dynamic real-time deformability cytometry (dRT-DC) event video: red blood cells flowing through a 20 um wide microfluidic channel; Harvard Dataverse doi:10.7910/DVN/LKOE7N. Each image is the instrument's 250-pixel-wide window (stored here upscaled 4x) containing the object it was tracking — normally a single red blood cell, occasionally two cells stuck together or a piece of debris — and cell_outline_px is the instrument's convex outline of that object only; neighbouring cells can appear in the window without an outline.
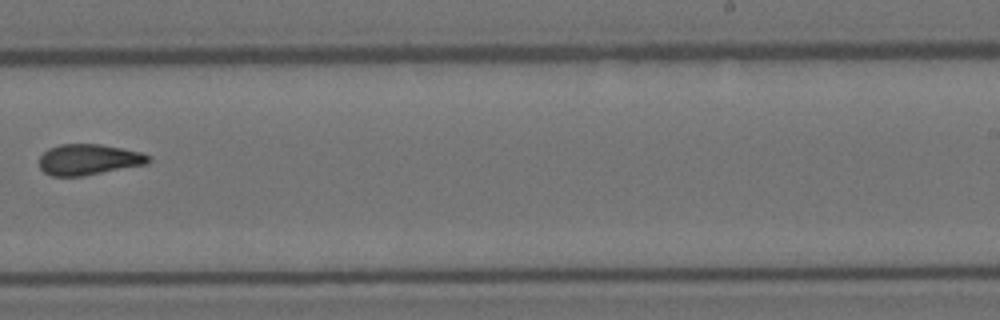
{"species": "Egyptian fruit bat (a non-hibernating species)", "species_latin": "Rousettus aegyptiacus", "temperature_condition": "room temperature", "stored_images_in_passage": 10, "camera_frame_rate_fps": 3000, "um_per_image_px": 0.085, "animal": {"sex": "female"}, "frame": {"image": 1, "passage_image": 10, "time_ms": 3.0, "image_size_px": [1000, 320], "cell_outline_px": [[152, 160], [148, 164], [84, 176], [52, 176], [44, 172], [40, 168], [40, 156], [48, 148], [60, 144], [100, 144], [140, 152], [148, 156]], "centroid_in_image_um": [7.53, 13.57], "position_along_channel_um": 281.5, "area_um2": 19.65}}